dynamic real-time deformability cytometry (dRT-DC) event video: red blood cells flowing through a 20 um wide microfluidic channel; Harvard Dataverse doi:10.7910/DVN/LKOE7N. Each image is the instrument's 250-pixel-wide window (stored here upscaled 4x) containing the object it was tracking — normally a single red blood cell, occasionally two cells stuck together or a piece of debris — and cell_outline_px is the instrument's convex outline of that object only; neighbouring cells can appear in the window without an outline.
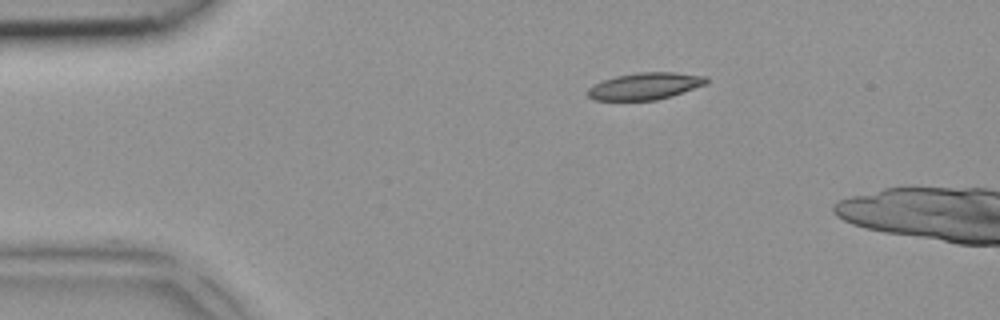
{"species": "common noctule bat (a hibernating species)", "species_latin": "Nyctalus noctula", "temperature_condition": "room temperature", "stored_images_in_passage": 3, "camera_frame_rate_fps": 3000, "um_per_image_px": 0.085, "animal": {"sex": "female", "body_mass_g": 18.4}, "frame": {"image": 1, "passage_image": 3, "time_ms": 0.667, "image_size_px": [1000, 320], "cell_outline_px": [[708, 84], [672, 96], [656, 100], [592, 100], [588, 96], [588, 88], [604, 80], [616, 76], [636, 72], [672, 72], [708, 76]], "centroid_in_image_um": [54.88, 7.32], "position_along_channel_um": 30.1, "area_um2": 18.67}}